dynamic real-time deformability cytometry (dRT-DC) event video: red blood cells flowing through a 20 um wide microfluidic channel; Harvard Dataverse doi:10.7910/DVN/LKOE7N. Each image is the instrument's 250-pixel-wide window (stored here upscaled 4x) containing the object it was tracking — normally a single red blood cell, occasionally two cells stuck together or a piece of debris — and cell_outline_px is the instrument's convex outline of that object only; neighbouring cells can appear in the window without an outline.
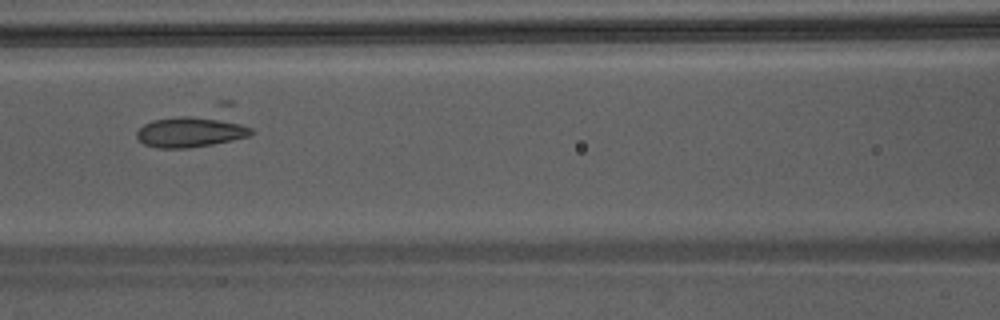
{"species": "Egyptian fruit bat (a non-hibernating species)", "species_latin": "Rousettus aegyptiacus", "temperature_condition": "warm", "stored_images_in_passage": 38, "camera_frame_rate_fps": 3000, "um_per_image_px": 0.085, "animal": {"sex": "male"}, "frame": {"image": 1, "passage_image": 17, "time_ms": 5.333, "image_size_px": [1000, 320], "cell_outline_px": [[256, 132], [248, 136], [232, 140], [212, 144], [188, 148], [160, 148], [144, 144], [136, 136], [136, 132], [144, 124], [152, 120], [216, 100], [232, 100]], "centroid_in_image_um": [16.74, 10.77], "position_along_channel_um": 149.9, "area_um2": 27.46}}
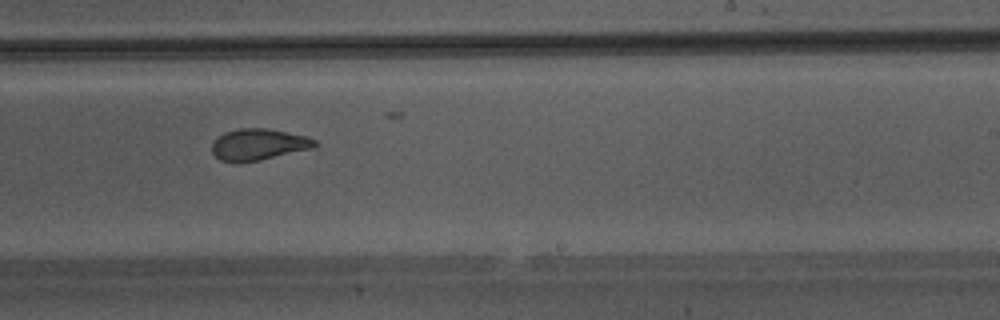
{"frame": {"image": 2, "passage_image": 25, "time_ms": 8.0, "image_size_px": [1000, 320], "cell_outline_px": [[320, 144], [312, 148], [260, 160], [220, 160], [212, 152], [212, 144], [224, 132], [240, 128], [268, 128], [308, 136], [316, 140]], "centroid_in_image_um": [22.04, 12.24], "position_along_channel_um": 267.0, "area_um2": 18.44}}
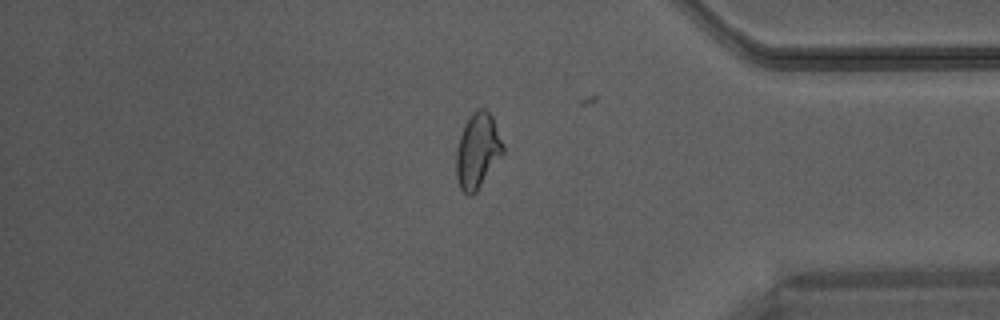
{"frame": {"image": 3, "passage_image": 35, "time_ms": 11.333, "image_size_px": [1000, 320], "cell_outline_px": [[504, 152], [476, 192], [472, 196], [468, 196], [460, 188], [456, 176], [456, 148], [464, 124], [472, 112], [480, 108], [484, 108], [492, 116], [504, 144]], "centroid_in_image_um": [40.59, 12.82], "position_along_channel_um": 394.6, "area_um2": 20.52}}